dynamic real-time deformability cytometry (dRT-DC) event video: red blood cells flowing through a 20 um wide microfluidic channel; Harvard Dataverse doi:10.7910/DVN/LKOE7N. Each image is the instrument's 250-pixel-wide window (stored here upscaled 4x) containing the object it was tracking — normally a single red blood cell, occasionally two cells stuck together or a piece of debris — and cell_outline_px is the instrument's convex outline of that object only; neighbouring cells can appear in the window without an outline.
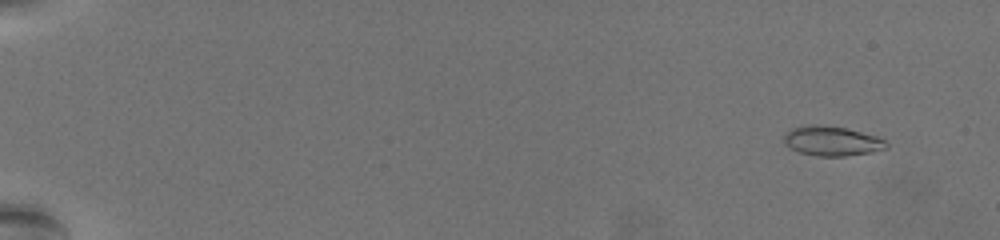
{"species": "common noctule bat (a hibernating species)", "species_latin": "Nyctalus noctula", "temperature_condition": "warm", "stored_images_in_passage": 64, "camera_frame_rate_fps": 3000, "um_per_image_px": 0.085, "animal": {"sex": "female", "body_mass_g": 19.5, "forearm_length_mm": 54.1}, "frame": {"image": 1, "passage_image": 6, "time_ms": 1.667, "image_size_px": [1000, 240], "cell_outline_px": [[888, 148], [872, 152], [844, 156], [816, 156], [800, 152], [788, 148], [784, 144], [784, 136], [792, 128], [808, 124], [820, 124], [844, 128], [876, 136], [884, 140], [888, 144]], "centroid_in_image_um": [70.69, 11.99], "position_along_channel_um": 14.3, "area_um2": 17.69}}
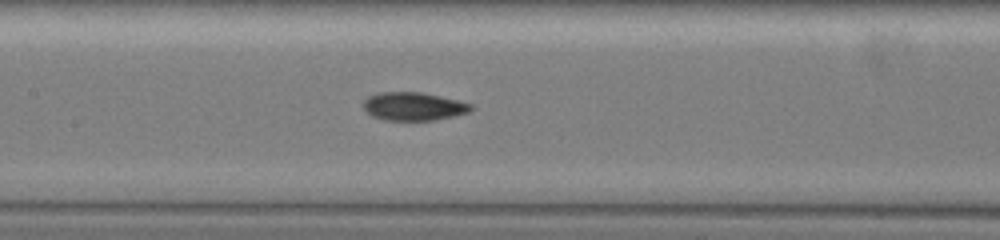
{"frame": {"image": 2, "passage_image": 35, "time_ms": 11.333, "image_size_px": [1000, 240], "cell_outline_px": [[472, 108], [468, 112], [452, 116], [432, 120], [384, 120], [372, 116], [364, 108], [364, 100], [368, 96], [380, 92], [420, 92], [456, 100], [472, 104]], "centroid_in_image_um": [35.11, 9.04], "position_along_channel_um": 172.3, "area_um2": 17.4}}
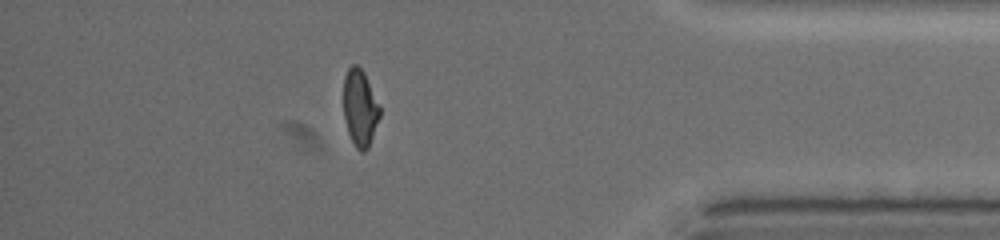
{"frame": {"image": 3, "passage_image": 57, "time_ms": 18.667, "image_size_px": [1000, 240], "cell_outline_px": [[380, 116], [368, 148], [364, 152], [360, 152], [356, 148], [348, 132], [344, 116], [344, 76], [348, 68], [352, 64], [356, 64], [364, 72], [380, 108]], "centroid_in_image_um": [30.59, 9.17], "position_along_channel_um": 404.6, "area_um2": 16.01}, "authors_computed_cell_mechanics": {"area_um2": 17.1088, "velocity_mm_per_s": 3.5449, "shape_relaxation_time_tau1_ms": 8.6955, "shape_relaxation_time_tau2_ms": 2.2459, "deformation_change_tau1": 0.2636, "deformation_change_tau2": 0.0755}}